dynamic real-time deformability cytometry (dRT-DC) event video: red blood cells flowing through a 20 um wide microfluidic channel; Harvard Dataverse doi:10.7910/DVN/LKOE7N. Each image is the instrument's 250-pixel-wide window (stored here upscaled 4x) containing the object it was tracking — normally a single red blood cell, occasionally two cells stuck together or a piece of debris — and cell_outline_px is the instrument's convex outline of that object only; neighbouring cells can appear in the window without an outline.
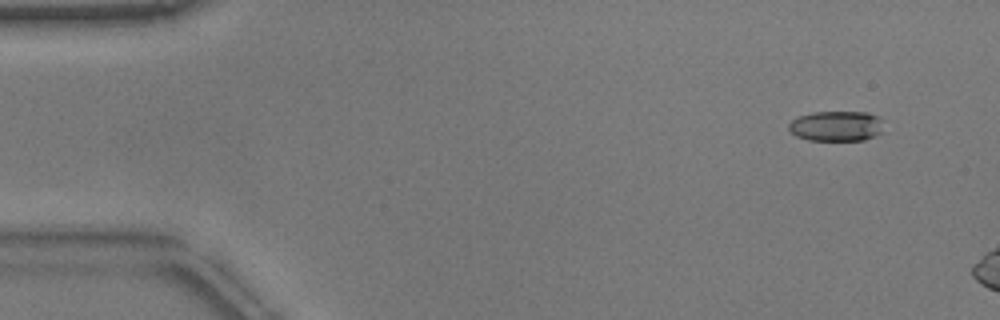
{"species": "common noctule bat (a hibernating species)", "species_latin": "Nyctalus noctula", "temperature_condition": "warm", "stored_images_in_passage": 10, "camera_frame_rate_fps": 3000, "um_per_image_px": 0.085, "animal": {"sex": "male", "body_mass_g": 17.9}, "frame": {"image": 1, "passage_image": 5, "time_ms": 1.333, "image_size_px": [1000, 320], "cell_outline_px": [[884, 132], [864, 140], [808, 140], [796, 136], [788, 128], [788, 124], [796, 116], [812, 112], [868, 112], [876, 116], [880, 120]], "centroid_in_image_um": [71.07, 10.71], "position_along_channel_um": 13.9, "area_um2": 16.82}}